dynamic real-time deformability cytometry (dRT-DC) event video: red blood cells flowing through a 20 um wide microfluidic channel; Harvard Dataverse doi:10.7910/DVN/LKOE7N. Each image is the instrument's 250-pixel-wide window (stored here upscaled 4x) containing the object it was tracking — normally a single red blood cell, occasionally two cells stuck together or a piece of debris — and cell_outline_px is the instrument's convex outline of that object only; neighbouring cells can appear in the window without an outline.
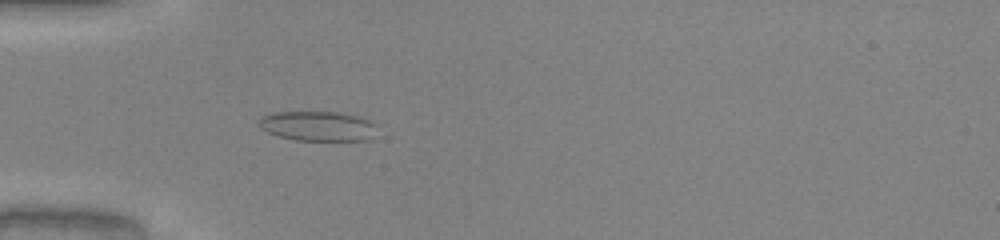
{"species": "common noctule bat (a hibernating species)", "species_latin": "Nyctalus noctula", "temperature_condition": "warm", "stored_images_in_passage": 41, "camera_frame_rate_fps": 3000, "um_per_image_px": 0.085, "animal": {"sex": "male", "body_mass_g": 20.0, "forearm_length_mm": 53.3}, "frame": {"image": 1, "passage_image": 6, "time_ms": 1.667, "image_size_px": [1000, 240], "cell_outline_px": [[376, 124], [368, 140], [296, 140], [280, 136], [268, 132], [260, 128], [260, 120], [264, 116], [276, 112], [336, 112], [356, 116], [368, 120]], "centroid_in_image_um": [26.99, 10.71], "position_along_channel_um": 58.0, "area_um2": 19.94}}
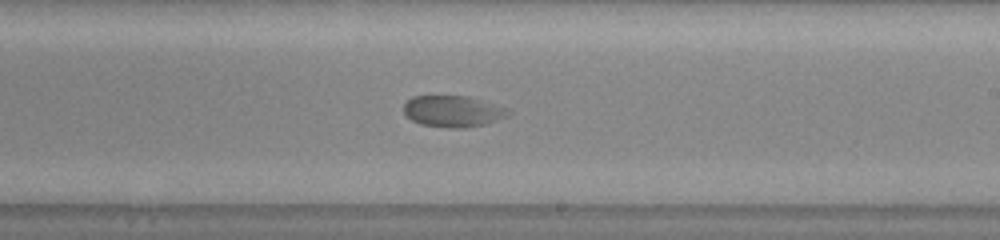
{"frame": {"image": 2, "passage_image": 21, "time_ms": 6.667, "image_size_px": [1000, 240], "cell_outline_px": [[512, 112], [508, 116], [484, 124], [464, 128], [448, 128], [420, 124], [412, 120], [404, 112], [404, 104], [412, 96], [468, 96], [508, 108]], "centroid_in_image_um": [38.51, 9.46], "position_along_channel_um": 250.5, "area_um2": 19.07}}
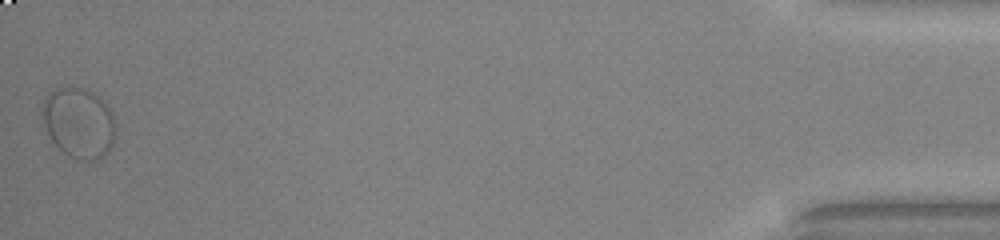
{"frame": {"image": 3, "passage_image": 41, "time_ms": 13.333, "image_size_px": [1000, 240], "cell_outline_px": [[116, 136], [108, 152], [104, 156], [96, 160], [80, 160], [68, 156], [52, 140], [40, 116], [40, 108], [48, 92], [60, 88], [88, 88], [104, 100], [112, 112], [116, 124]], "centroid_in_image_um": [6.72, 10.43], "position_along_channel_um": 428.5, "area_um2": 30.52}}